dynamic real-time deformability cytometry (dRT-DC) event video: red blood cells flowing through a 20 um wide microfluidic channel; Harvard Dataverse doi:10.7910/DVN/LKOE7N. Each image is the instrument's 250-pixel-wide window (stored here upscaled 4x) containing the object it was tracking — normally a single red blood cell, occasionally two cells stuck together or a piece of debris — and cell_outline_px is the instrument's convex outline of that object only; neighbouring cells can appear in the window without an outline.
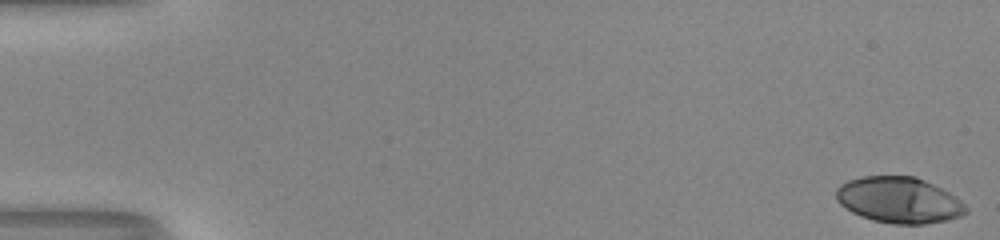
{"species": "human", "species_latin": "Homo sapiens", "temperature_condition": "room temperature", "stored_images_in_passage": 52, "camera_frame_rate_fps": 3000, "um_per_image_px": 0.085, "donor": {"sex": "male"}, "frame": {"image": 1, "passage_image": 1, "time_ms": 0.0, "image_size_px": [1000, 240], "cell_outline_px": [[968, 212], [960, 216], [948, 220], [924, 224], [892, 224], [872, 220], [860, 216], [852, 212], [840, 204], [836, 200], [836, 188], [840, 184], [848, 180], [864, 176], [916, 176], [956, 196], [968, 208]], "centroid_in_image_um": [76.41, 17.01], "position_along_channel_um": 8.6, "area_um2": 34.91}}
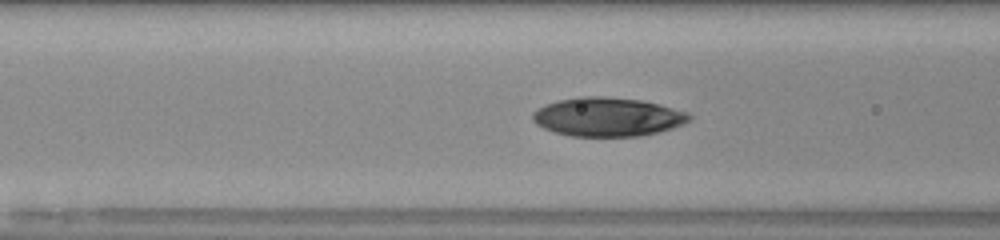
{"frame": {"image": 2, "passage_image": 22, "time_ms": 7.0, "image_size_px": [1000, 240], "cell_outline_px": [[692, 116], [684, 124], [672, 128], [640, 136], [572, 136], [556, 132], [544, 128], [536, 124], [532, 120], [532, 112], [548, 104], [560, 100], [580, 96], [604, 96], [640, 100], [660, 104], [688, 112]], "centroid_in_image_um": [51.66, 9.93], "position_along_channel_um": 114.9, "area_um2": 35.26}}
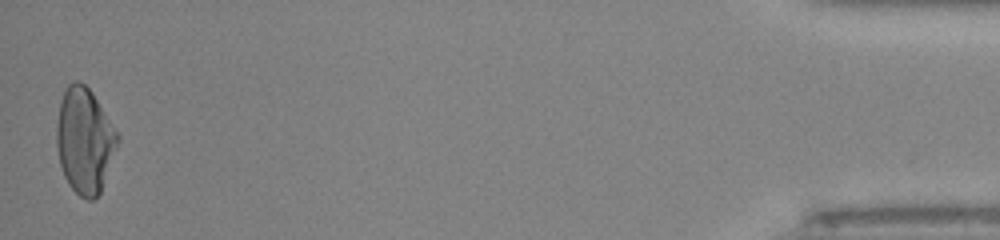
{"frame": {"image": 3, "passage_image": 52, "time_ms": 17.0, "image_size_px": [1000, 240], "cell_outline_px": [[120, 140], [100, 192], [92, 200], [88, 200], [80, 196], [68, 184], [64, 176], [60, 164], [56, 144], [56, 128], [60, 100], [64, 88], [72, 80], [80, 80], [92, 92], [120, 136]], "centroid_in_image_um": [7.18, 11.91], "position_along_channel_um": 428.0, "area_um2": 37.57}, "authors_computed_cell_mechanics": {"area_um2": 34.9401, "velocity_mm_per_s": 4.0435, "shape_relaxation_time_tau1_ms": 4.6407, "shape_relaxation_time_tau2_ms": 1.449, "deformation_change_tau1": 0.2111, "deformation_change_tau2": 0.0359}}